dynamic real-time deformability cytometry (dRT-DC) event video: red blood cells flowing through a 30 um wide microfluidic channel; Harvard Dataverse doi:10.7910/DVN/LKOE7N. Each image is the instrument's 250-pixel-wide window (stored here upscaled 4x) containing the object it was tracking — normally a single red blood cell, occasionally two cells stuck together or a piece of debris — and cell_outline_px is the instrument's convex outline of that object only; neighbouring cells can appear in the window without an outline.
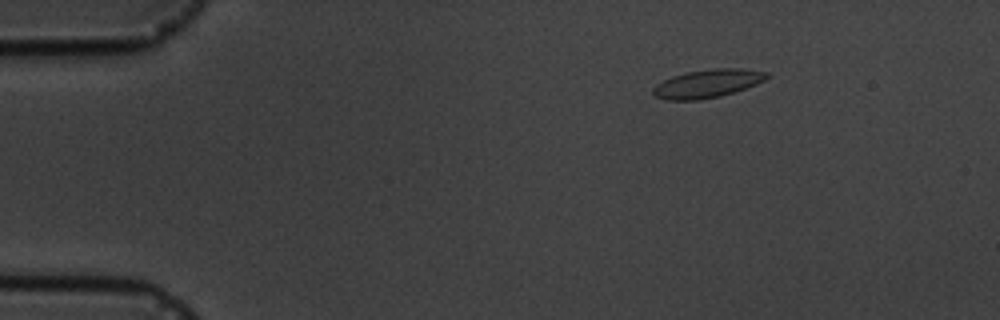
{"species": "common noctule bat (a hibernating species)", "species_latin": "Nyctalus noctula", "temperature_condition": "cold", "stored_images_in_passage": 5, "camera_frame_rate_fps": 3000, "um_per_image_px": 0.085, "animal": {"sex": "male", "body_mass_g": 19.5, "forearm_length_mm": 54.6}, "frame": {"image": 1, "passage_image": 2, "time_ms": 1.333, "image_size_px": [1000, 320], "cell_outline_px": [[768, 76], [764, 80], [756, 84], [720, 96], [696, 100], [664, 100], [656, 96], [652, 92], [652, 88], [656, 84], [672, 76], [688, 72], [716, 68], [740, 68], [768, 72]], "centroid_in_image_um": [60.1, 7.1], "position_along_channel_um": 24.9, "area_um2": 18.5}}
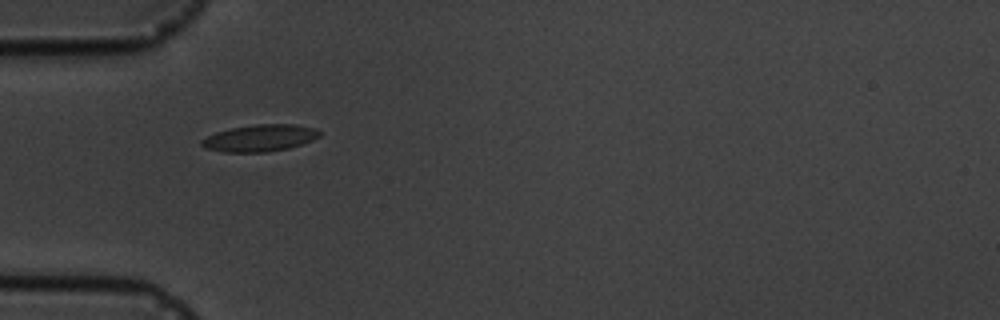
{"frame": {"image": 2, "passage_image": 4, "time_ms": 4.333, "image_size_px": [1000, 320], "cell_outline_px": [[320, 136], [312, 140], [288, 148], [268, 152], [224, 152], [204, 148], [200, 144], [200, 140], [216, 132], [232, 128], [256, 124], [296, 124], [316, 128], [320, 132]], "centroid_in_image_um": [22.08, 11.73], "position_along_channel_um": 62.9, "area_um2": 18.44}}
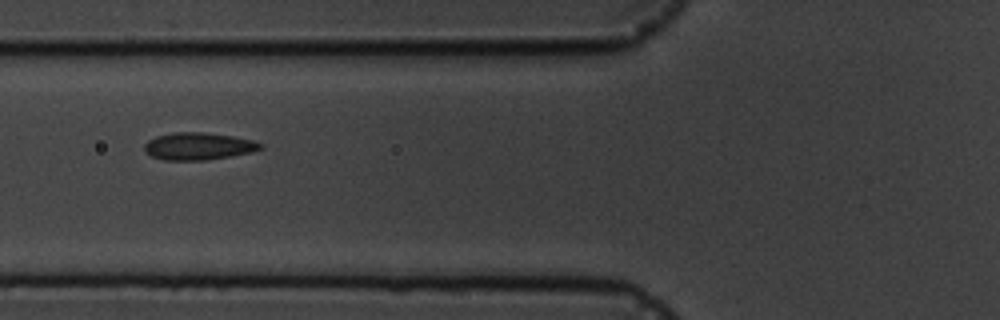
{"frame": {"image": 3, "passage_image": 5, "time_ms": 5.667, "image_size_px": [1000, 320], "cell_outline_px": [[264, 148], [252, 152], [232, 156], [204, 160], [164, 160], [152, 156], [144, 152], [144, 144], [148, 140], [156, 136], [172, 132], [204, 132], [232, 136], [252, 140], [264, 144]], "centroid_in_image_um": [16.86, 12.43], "position_along_channel_um": 108.9, "area_um2": 18.61}}